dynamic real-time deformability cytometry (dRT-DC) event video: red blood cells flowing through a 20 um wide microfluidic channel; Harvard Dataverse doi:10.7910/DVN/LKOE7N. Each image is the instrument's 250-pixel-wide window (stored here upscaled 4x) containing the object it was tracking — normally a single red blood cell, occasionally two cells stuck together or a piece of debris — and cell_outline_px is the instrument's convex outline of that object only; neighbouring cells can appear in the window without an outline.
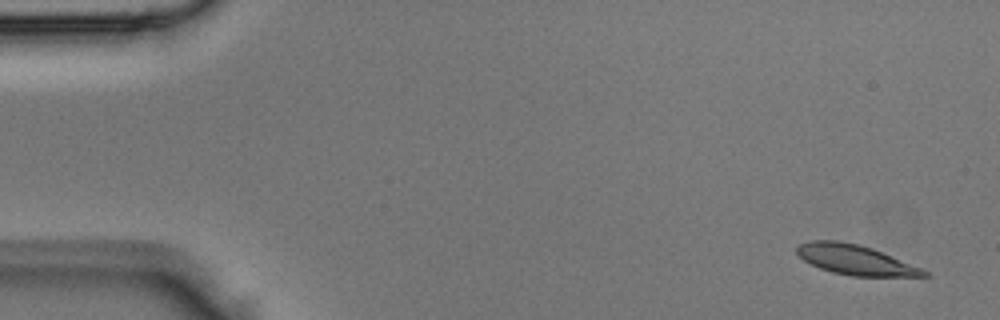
{"species": "Egyptian fruit bat (a non-hibernating species)", "species_latin": "Rousettus aegyptiacus", "temperature_condition": "room temperature", "stored_images_in_passage": 4, "camera_frame_rate_fps": 3000, "um_per_image_px": 0.085, "animal": {"sex": "male"}, "frame": {"image": 1, "passage_image": 1, "time_ms": 0.0, "image_size_px": [1000, 320], "cell_outline_px": [[932, 276], [852, 276], [832, 272], [820, 268], [804, 260], [796, 252], [796, 248], [800, 244], [812, 240], [836, 240], [860, 244], [872, 248], [920, 268], [928, 272]], "centroid_in_image_um": [72.67, 22.08], "position_along_channel_um": 12.3, "area_um2": 21.85}}
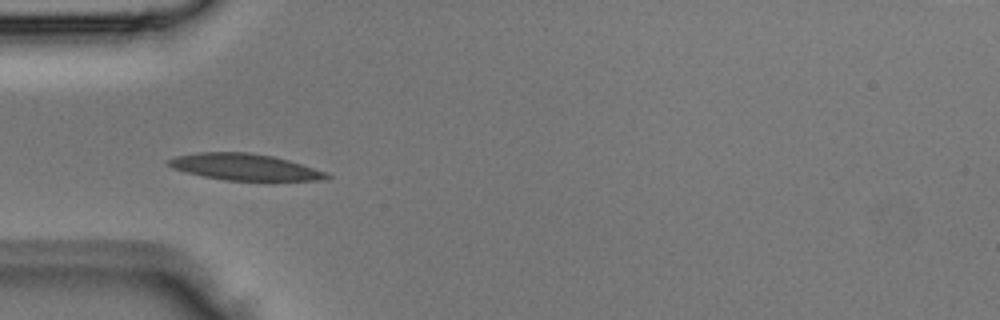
{"frame": {"image": 2, "passage_image": 3, "time_ms": 0.667, "image_size_px": [1000, 320], "cell_outline_px": [[332, 176], [324, 180], [224, 180], [204, 176], [172, 168], [164, 160], [176, 156], [200, 152], [248, 152], [272, 156], [288, 160], [324, 172]], "centroid_in_image_um": [20.74, 14.19], "position_along_channel_um": 64.3, "area_um2": 23.99}}
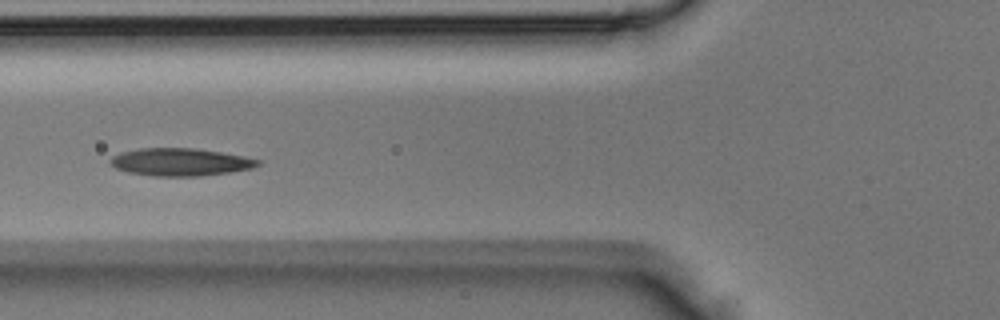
{"frame": {"image": 3, "passage_image": 4, "time_ms": 1.0, "image_size_px": [1000, 320], "cell_outline_px": [[260, 164], [252, 168], [228, 172], [200, 176], [156, 176], [128, 172], [116, 168], [108, 160], [112, 156], [120, 152], [140, 148], [196, 148], [244, 156], [260, 160]], "centroid_in_image_um": [15.31, 13.76], "position_along_channel_um": 110.5, "area_um2": 23.64}}